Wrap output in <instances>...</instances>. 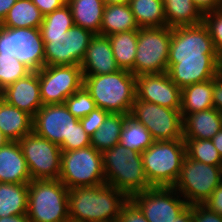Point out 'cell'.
Returning a JSON list of instances; mask_svg holds the SVG:
<instances>
[{"mask_svg":"<svg viewBox=\"0 0 222 222\" xmlns=\"http://www.w3.org/2000/svg\"><path fill=\"white\" fill-rule=\"evenodd\" d=\"M167 73L180 89L220 73V55L203 22L172 28Z\"/></svg>","mask_w":222,"mask_h":222,"instance_id":"6da1fadb","label":"cell"},{"mask_svg":"<svg viewBox=\"0 0 222 222\" xmlns=\"http://www.w3.org/2000/svg\"><path fill=\"white\" fill-rule=\"evenodd\" d=\"M129 198L109 184L69 189L71 222H117L122 206Z\"/></svg>","mask_w":222,"mask_h":222,"instance_id":"7a4b0ae2","label":"cell"},{"mask_svg":"<svg viewBox=\"0 0 222 222\" xmlns=\"http://www.w3.org/2000/svg\"><path fill=\"white\" fill-rule=\"evenodd\" d=\"M83 86L98 108L130 114L136 98V76L130 71L120 69L110 74L83 76Z\"/></svg>","mask_w":222,"mask_h":222,"instance_id":"3957f363","label":"cell"},{"mask_svg":"<svg viewBox=\"0 0 222 222\" xmlns=\"http://www.w3.org/2000/svg\"><path fill=\"white\" fill-rule=\"evenodd\" d=\"M106 184L119 189L129 199L151 188L142 163L141 153L128 150L121 143L102 153Z\"/></svg>","mask_w":222,"mask_h":222,"instance_id":"277c9868","label":"cell"},{"mask_svg":"<svg viewBox=\"0 0 222 222\" xmlns=\"http://www.w3.org/2000/svg\"><path fill=\"white\" fill-rule=\"evenodd\" d=\"M186 156L183 139L154 141L141 153L142 163L151 187H173Z\"/></svg>","mask_w":222,"mask_h":222,"instance_id":"5b68a950","label":"cell"},{"mask_svg":"<svg viewBox=\"0 0 222 222\" xmlns=\"http://www.w3.org/2000/svg\"><path fill=\"white\" fill-rule=\"evenodd\" d=\"M68 193L59 179L31 180L26 214L30 222H68Z\"/></svg>","mask_w":222,"mask_h":222,"instance_id":"8992f818","label":"cell"},{"mask_svg":"<svg viewBox=\"0 0 222 222\" xmlns=\"http://www.w3.org/2000/svg\"><path fill=\"white\" fill-rule=\"evenodd\" d=\"M58 179L68 189L106 184L102 153L91 145L77 150L62 151Z\"/></svg>","mask_w":222,"mask_h":222,"instance_id":"52a82bcc","label":"cell"},{"mask_svg":"<svg viewBox=\"0 0 222 222\" xmlns=\"http://www.w3.org/2000/svg\"><path fill=\"white\" fill-rule=\"evenodd\" d=\"M222 183V166H213L185 156L173 188L189 205L203 204Z\"/></svg>","mask_w":222,"mask_h":222,"instance_id":"ba28073f","label":"cell"},{"mask_svg":"<svg viewBox=\"0 0 222 222\" xmlns=\"http://www.w3.org/2000/svg\"><path fill=\"white\" fill-rule=\"evenodd\" d=\"M171 38L168 26L138 29L134 76L167 72Z\"/></svg>","mask_w":222,"mask_h":222,"instance_id":"9c48e42d","label":"cell"},{"mask_svg":"<svg viewBox=\"0 0 222 222\" xmlns=\"http://www.w3.org/2000/svg\"><path fill=\"white\" fill-rule=\"evenodd\" d=\"M93 35L90 30L76 25L68 32H41L45 66H80Z\"/></svg>","mask_w":222,"mask_h":222,"instance_id":"30bf717a","label":"cell"},{"mask_svg":"<svg viewBox=\"0 0 222 222\" xmlns=\"http://www.w3.org/2000/svg\"><path fill=\"white\" fill-rule=\"evenodd\" d=\"M44 49L40 28L0 26V54L15 56L32 72L45 66Z\"/></svg>","mask_w":222,"mask_h":222,"instance_id":"8fae6325","label":"cell"},{"mask_svg":"<svg viewBox=\"0 0 222 222\" xmlns=\"http://www.w3.org/2000/svg\"><path fill=\"white\" fill-rule=\"evenodd\" d=\"M129 115L148 129L154 141L183 139L180 110L135 98Z\"/></svg>","mask_w":222,"mask_h":222,"instance_id":"7c38bea8","label":"cell"},{"mask_svg":"<svg viewBox=\"0 0 222 222\" xmlns=\"http://www.w3.org/2000/svg\"><path fill=\"white\" fill-rule=\"evenodd\" d=\"M32 180H56L61 172V149L33 131L19 141Z\"/></svg>","mask_w":222,"mask_h":222,"instance_id":"4fadbf2b","label":"cell"},{"mask_svg":"<svg viewBox=\"0 0 222 222\" xmlns=\"http://www.w3.org/2000/svg\"><path fill=\"white\" fill-rule=\"evenodd\" d=\"M37 72L43 105L63 104L83 86L79 65L44 66Z\"/></svg>","mask_w":222,"mask_h":222,"instance_id":"5bb4252c","label":"cell"},{"mask_svg":"<svg viewBox=\"0 0 222 222\" xmlns=\"http://www.w3.org/2000/svg\"><path fill=\"white\" fill-rule=\"evenodd\" d=\"M78 121L64 103L43 105L33 116L32 131L59 145L61 151H71V133Z\"/></svg>","mask_w":222,"mask_h":222,"instance_id":"9a60e30c","label":"cell"},{"mask_svg":"<svg viewBox=\"0 0 222 222\" xmlns=\"http://www.w3.org/2000/svg\"><path fill=\"white\" fill-rule=\"evenodd\" d=\"M148 222H174L189 204L173 187H151L130 198Z\"/></svg>","mask_w":222,"mask_h":222,"instance_id":"2e32d148","label":"cell"},{"mask_svg":"<svg viewBox=\"0 0 222 222\" xmlns=\"http://www.w3.org/2000/svg\"><path fill=\"white\" fill-rule=\"evenodd\" d=\"M136 99L175 110L181 109V89L167 72L136 76Z\"/></svg>","mask_w":222,"mask_h":222,"instance_id":"e0dca14e","label":"cell"},{"mask_svg":"<svg viewBox=\"0 0 222 222\" xmlns=\"http://www.w3.org/2000/svg\"><path fill=\"white\" fill-rule=\"evenodd\" d=\"M0 98L33 117L43 106L38 72H31L26 77L5 87L0 91Z\"/></svg>","mask_w":222,"mask_h":222,"instance_id":"ac0fdd59","label":"cell"},{"mask_svg":"<svg viewBox=\"0 0 222 222\" xmlns=\"http://www.w3.org/2000/svg\"><path fill=\"white\" fill-rule=\"evenodd\" d=\"M80 66L83 76L104 75L120 70L114 58L108 36L94 34L91 37Z\"/></svg>","mask_w":222,"mask_h":222,"instance_id":"d6986e66","label":"cell"},{"mask_svg":"<svg viewBox=\"0 0 222 222\" xmlns=\"http://www.w3.org/2000/svg\"><path fill=\"white\" fill-rule=\"evenodd\" d=\"M31 180L19 142L9 141L0 148V182L22 184Z\"/></svg>","mask_w":222,"mask_h":222,"instance_id":"ffe728a7","label":"cell"},{"mask_svg":"<svg viewBox=\"0 0 222 222\" xmlns=\"http://www.w3.org/2000/svg\"><path fill=\"white\" fill-rule=\"evenodd\" d=\"M221 128L222 114L214 107L183 118V138L212 139Z\"/></svg>","mask_w":222,"mask_h":222,"instance_id":"44dd1931","label":"cell"},{"mask_svg":"<svg viewBox=\"0 0 222 222\" xmlns=\"http://www.w3.org/2000/svg\"><path fill=\"white\" fill-rule=\"evenodd\" d=\"M33 117L0 98V130L10 141H19L32 132Z\"/></svg>","mask_w":222,"mask_h":222,"instance_id":"7402d4cb","label":"cell"},{"mask_svg":"<svg viewBox=\"0 0 222 222\" xmlns=\"http://www.w3.org/2000/svg\"><path fill=\"white\" fill-rule=\"evenodd\" d=\"M76 26L100 34L105 4L103 0H67Z\"/></svg>","mask_w":222,"mask_h":222,"instance_id":"603a6c76","label":"cell"},{"mask_svg":"<svg viewBox=\"0 0 222 222\" xmlns=\"http://www.w3.org/2000/svg\"><path fill=\"white\" fill-rule=\"evenodd\" d=\"M138 29L139 26L129 4L105 5L100 27L101 35L109 36L119 32L138 31Z\"/></svg>","mask_w":222,"mask_h":222,"instance_id":"cb8c5ba5","label":"cell"},{"mask_svg":"<svg viewBox=\"0 0 222 222\" xmlns=\"http://www.w3.org/2000/svg\"><path fill=\"white\" fill-rule=\"evenodd\" d=\"M212 79L194 83L181 89V115L213 108Z\"/></svg>","mask_w":222,"mask_h":222,"instance_id":"d4e9b609","label":"cell"},{"mask_svg":"<svg viewBox=\"0 0 222 222\" xmlns=\"http://www.w3.org/2000/svg\"><path fill=\"white\" fill-rule=\"evenodd\" d=\"M166 24L169 28L201 24L203 14L192 0H163Z\"/></svg>","mask_w":222,"mask_h":222,"instance_id":"484cf974","label":"cell"},{"mask_svg":"<svg viewBox=\"0 0 222 222\" xmlns=\"http://www.w3.org/2000/svg\"><path fill=\"white\" fill-rule=\"evenodd\" d=\"M28 183L14 184L0 182V218L26 215Z\"/></svg>","mask_w":222,"mask_h":222,"instance_id":"4316f807","label":"cell"},{"mask_svg":"<svg viewBox=\"0 0 222 222\" xmlns=\"http://www.w3.org/2000/svg\"><path fill=\"white\" fill-rule=\"evenodd\" d=\"M44 15L31 0H17L0 26L8 28H40Z\"/></svg>","mask_w":222,"mask_h":222,"instance_id":"83f0119b","label":"cell"},{"mask_svg":"<svg viewBox=\"0 0 222 222\" xmlns=\"http://www.w3.org/2000/svg\"><path fill=\"white\" fill-rule=\"evenodd\" d=\"M117 65L122 70L134 75V60L136 56L138 31L114 33L108 36Z\"/></svg>","mask_w":222,"mask_h":222,"instance_id":"f1b7e54d","label":"cell"},{"mask_svg":"<svg viewBox=\"0 0 222 222\" xmlns=\"http://www.w3.org/2000/svg\"><path fill=\"white\" fill-rule=\"evenodd\" d=\"M128 4L139 28L167 26L163 0H130Z\"/></svg>","mask_w":222,"mask_h":222,"instance_id":"f546056e","label":"cell"},{"mask_svg":"<svg viewBox=\"0 0 222 222\" xmlns=\"http://www.w3.org/2000/svg\"><path fill=\"white\" fill-rule=\"evenodd\" d=\"M127 116L110 113L101 128L91 136V146L103 153L120 143L121 130Z\"/></svg>","mask_w":222,"mask_h":222,"instance_id":"4dcf8cb0","label":"cell"},{"mask_svg":"<svg viewBox=\"0 0 222 222\" xmlns=\"http://www.w3.org/2000/svg\"><path fill=\"white\" fill-rule=\"evenodd\" d=\"M154 142L148 129L128 115L121 130L120 143L128 150L142 153Z\"/></svg>","mask_w":222,"mask_h":222,"instance_id":"1f68e13d","label":"cell"},{"mask_svg":"<svg viewBox=\"0 0 222 222\" xmlns=\"http://www.w3.org/2000/svg\"><path fill=\"white\" fill-rule=\"evenodd\" d=\"M186 145V155L195 161L213 166H222V157L211 139L183 138Z\"/></svg>","mask_w":222,"mask_h":222,"instance_id":"d6a6232c","label":"cell"},{"mask_svg":"<svg viewBox=\"0 0 222 222\" xmlns=\"http://www.w3.org/2000/svg\"><path fill=\"white\" fill-rule=\"evenodd\" d=\"M32 71L15 56L0 54V91Z\"/></svg>","mask_w":222,"mask_h":222,"instance_id":"836d02e7","label":"cell"},{"mask_svg":"<svg viewBox=\"0 0 222 222\" xmlns=\"http://www.w3.org/2000/svg\"><path fill=\"white\" fill-rule=\"evenodd\" d=\"M73 26L72 11L66 3L52 13L44 15L40 32H68Z\"/></svg>","mask_w":222,"mask_h":222,"instance_id":"e575fe53","label":"cell"},{"mask_svg":"<svg viewBox=\"0 0 222 222\" xmlns=\"http://www.w3.org/2000/svg\"><path fill=\"white\" fill-rule=\"evenodd\" d=\"M64 104L67 106L69 112L79 120L97 108L95 101L84 86L68 97Z\"/></svg>","mask_w":222,"mask_h":222,"instance_id":"d590c367","label":"cell"},{"mask_svg":"<svg viewBox=\"0 0 222 222\" xmlns=\"http://www.w3.org/2000/svg\"><path fill=\"white\" fill-rule=\"evenodd\" d=\"M203 24L207 27L216 52L222 56V12L215 10L203 15Z\"/></svg>","mask_w":222,"mask_h":222,"instance_id":"8d00e7d4","label":"cell"},{"mask_svg":"<svg viewBox=\"0 0 222 222\" xmlns=\"http://www.w3.org/2000/svg\"><path fill=\"white\" fill-rule=\"evenodd\" d=\"M110 113L101 108H95L92 110L86 117L80 119V123L82 124L85 132L92 136L97 130L101 128V125L107 118Z\"/></svg>","mask_w":222,"mask_h":222,"instance_id":"74e56055","label":"cell"},{"mask_svg":"<svg viewBox=\"0 0 222 222\" xmlns=\"http://www.w3.org/2000/svg\"><path fill=\"white\" fill-rule=\"evenodd\" d=\"M117 222H148L140 208L129 199L121 208Z\"/></svg>","mask_w":222,"mask_h":222,"instance_id":"f35d334b","label":"cell"},{"mask_svg":"<svg viewBox=\"0 0 222 222\" xmlns=\"http://www.w3.org/2000/svg\"><path fill=\"white\" fill-rule=\"evenodd\" d=\"M192 222H222V215L210 210L204 204L192 205Z\"/></svg>","mask_w":222,"mask_h":222,"instance_id":"ab89813d","label":"cell"},{"mask_svg":"<svg viewBox=\"0 0 222 222\" xmlns=\"http://www.w3.org/2000/svg\"><path fill=\"white\" fill-rule=\"evenodd\" d=\"M91 145V136H89L78 121L71 133V150L85 148Z\"/></svg>","mask_w":222,"mask_h":222,"instance_id":"60d3db41","label":"cell"},{"mask_svg":"<svg viewBox=\"0 0 222 222\" xmlns=\"http://www.w3.org/2000/svg\"><path fill=\"white\" fill-rule=\"evenodd\" d=\"M203 204L215 213L222 215V183L214 189Z\"/></svg>","mask_w":222,"mask_h":222,"instance_id":"b9f144b4","label":"cell"},{"mask_svg":"<svg viewBox=\"0 0 222 222\" xmlns=\"http://www.w3.org/2000/svg\"><path fill=\"white\" fill-rule=\"evenodd\" d=\"M213 105L222 114V74L219 73L212 79Z\"/></svg>","mask_w":222,"mask_h":222,"instance_id":"7bdbcfd3","label":"cell"},{"mask_svg":"<svg viewBox=\"0 0 222 222\" xmlns=\"http://www.w3.org/2000/svg\"><path fill=\"white\" fill-rule=\"evenodd\" d=\"M43 15L52 13L67 3V0H31Z\"/></svg>","mask_w":222,"mask_h":222,"instance_id":"ee69618b","label":"cell"},{"mask_svg":"<svg viewBox=\"0 0 222 222\" xmlns=\"http://www.w3.org/2000/svg\"><path fill=\"white\" fill-rule=\"evenodd\" d=\"M192 2L204 15L208 12L220 10L222 0H192Z\"/></svg>","mask_w":222,"mask_h":222,"instance_id":"f6af8a7d","label":"cell"},{"mask_svg":"<svg viewBox=\"0 0 222 222\" xmlns=\"http://www.w3.org/2000/svg\"><path fill=\"white\" fill-rule=\"evenodd\" d=\"M17 0H0V23Z\"/></svg>","mask_w":222,"mask_h":222,"instance_id":"bcb514c9","label":"cell"},{"mask_svg":"<svg viewBox=\"0 0 222 222\" xmlns=\"http://www.w3.org/2000/svg\"><path fill=\"white\" fill-rule=\"evenodd\" d=\"M174 222H192V205H189Z\"/></svg>","mask_w":222,"mask_h":222,"instance_id":"7dc6e473","label":"cell"},{"mask_svg":"<svg viewBox=\"0 0 222 222\" xmlns=\"http://www.w3.org/2000/svg\"><path fill=\"white\" fill-rule=\"evenodd\" d=\"M0 222H30L27 215H13L1 217Z\"/></svg>","mask_w":222,"mask_h":222,"instance_id":"c3c4849f","label":"cell"},{"mask_svg":"<svg viewBox=\"0 0 222 222\" xmlns=\"http://www.w3.org/2000/svg\"><path fill=\"white\" fill-rule=\"evenodd\" d=\"M211 140L222 157V128L214 135Z\"/></svg>","mask_w":222,"mask_h":222,"instance_id":"681fc988","label":"cell"},{"mask_svg":"<svg viewBox=\"0 0 222 222\" xmlns=\"http://www.w3.org/2000/svg\"><path fill=\"white\" fill-rule=\"evenodd\" d=\"M130 0H103L105 5L128 4Z\"/></svg>","mask_w":222,"mask_h":222,"instance_id":"f907efd6","label":"cell"},{"mask_svg":"<svg viewBox=\"0 0 222 222\" xmlns=\"http://www.w3.org/2000/svg\"><path fill=\"white\" fill-rule=\"evenodd\" d=\"M10 140L0 130V148L5 146Z\"/></svg>","mask_w":222,"mask_h":222,"instance_id":"816d5d0a","label":"cell"},{"mask_svg":"<svg viewBox=\"0 0 222 222\" xmlns=\"http://www.w3.org/2000/svg\"><path fill=\"white\" fill-rule=\"evenodd\" d=\"M220 73L222 74V56L220 57Z\"/></svg>","mask_w":222,"mask_h":222,"instance_id":"f5cc1de1","label":"cell"}]
</instances>
